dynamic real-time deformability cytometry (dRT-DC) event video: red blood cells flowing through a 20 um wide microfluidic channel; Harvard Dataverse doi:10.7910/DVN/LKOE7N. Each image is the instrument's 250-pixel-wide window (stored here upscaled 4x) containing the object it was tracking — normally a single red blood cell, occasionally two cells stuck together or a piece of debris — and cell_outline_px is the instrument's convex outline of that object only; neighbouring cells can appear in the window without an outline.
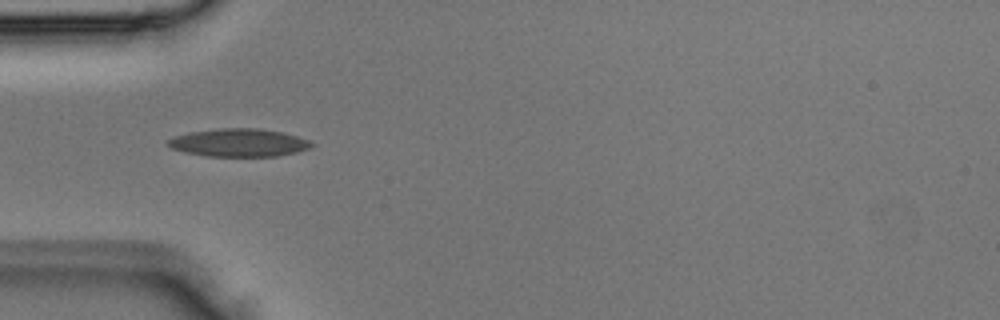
{"species": "Egyptian fruit bat (a non-hibernating species)", "species_latin": "Rousettus aegyptiacus", "temperature_condition": "room temperature", "stored_images_in_passage": 2, "camera_frame_rate_fps": 3000, "um_per_image_px": 0.085, "animal": {"sex": "male"}, "frame": {"image": 1, "passage_image": 1, "time_ms": 0.0, "image_size_px": [1000, 320], "cell_outline_px": [[316, 144], [308, 148], [296, 152], [276, 156], [208, 156], [184, 152], [172, 148], [168, 144], [168, 140], [176, 136], [188, 132], [220, 128], [260, 128], [284, 132], [308, 140]], "centroid_in_image_um": [20.32, 12.12], "position_along_channel_um": 64.7, "area_um2": 23.29}}